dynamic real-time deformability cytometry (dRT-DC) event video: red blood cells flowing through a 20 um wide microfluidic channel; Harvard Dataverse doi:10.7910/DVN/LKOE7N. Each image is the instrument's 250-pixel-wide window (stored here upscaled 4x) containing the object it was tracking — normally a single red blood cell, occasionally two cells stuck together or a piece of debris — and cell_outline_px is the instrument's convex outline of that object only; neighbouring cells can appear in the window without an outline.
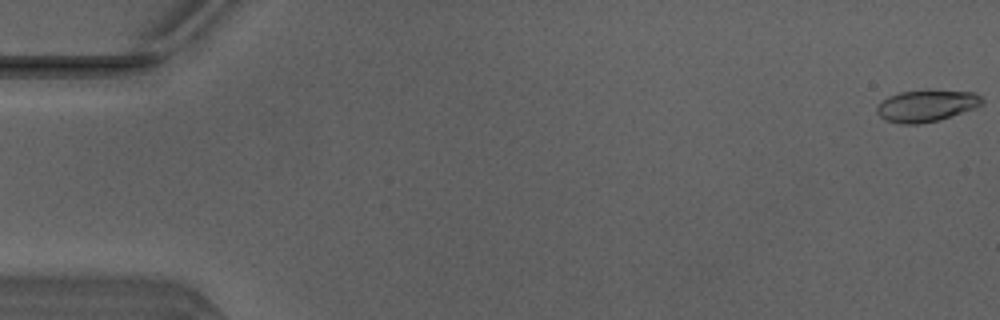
{"species": "Egyptian fruit bat (a non-hibernating species)", "species_latin": "Rousettus aegyptiacus", "temperature_condition": "warm", "stored_images_in_passage": 10, "camera_frame_rate_fps": 3000, "um_per_image_px": 0.085, "animal": {"sex": "male"}, "frame": {"image": 1, "passage_image": 1, "time_ms": 0.0, "image_size_px": [1000, 320], "cell_outline_px": [[984, 100], [980, 104], [972, 108], [936, 120], [920, 124], [900, 124], [888, 120], [880, 116], [876, 112], [876, 104], [888, 96], [900, 92], [928, 88], [976, 92]], "centroid_in_image_um": [78.7, 8.94], "position_along_channel_um": 6.3, "area_um2": 19.65}}